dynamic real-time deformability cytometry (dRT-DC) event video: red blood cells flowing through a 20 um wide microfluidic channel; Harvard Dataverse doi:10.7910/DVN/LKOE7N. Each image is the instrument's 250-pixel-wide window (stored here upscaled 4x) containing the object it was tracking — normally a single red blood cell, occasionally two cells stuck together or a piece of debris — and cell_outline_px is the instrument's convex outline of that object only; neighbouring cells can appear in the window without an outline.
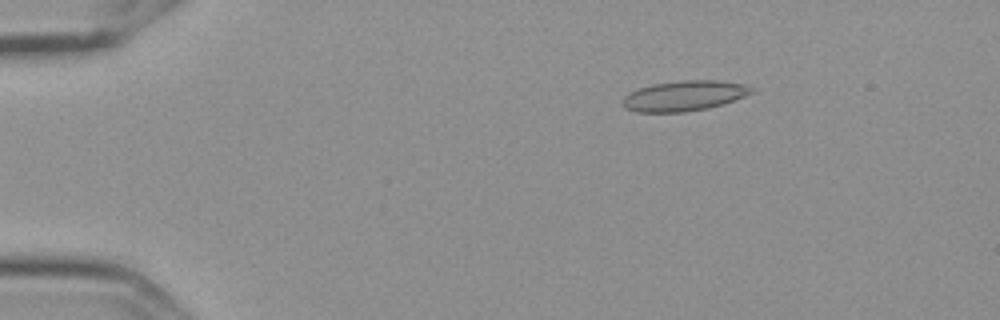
{"species": "Egyptian fruit bat (a non-hibernating species)", "species_latin": "Rousettus aegyptiacus", "temperature_condition": "cold", "stored_images_in_passage": 3, "camera_frame_rate_fps": 3000, "um_per_image_px": 0.085, "frame": {"image": 1, "passage_image": 1, "time_ms": 0.0, "image_size_px": [1000, 320], "cell_outline_px": [[756, 92], [724, 104], [708, 108], [684, 112], [636, 112], [624, 108], [624, 96], [628, 92], [652, 84], [680, 80], [720, 80], [744, 84], [756, 88]], "centroid_in_image_um": [58.21, 8.13], "position_along_channel_um": 26.8, "area_um2": 23.0}}